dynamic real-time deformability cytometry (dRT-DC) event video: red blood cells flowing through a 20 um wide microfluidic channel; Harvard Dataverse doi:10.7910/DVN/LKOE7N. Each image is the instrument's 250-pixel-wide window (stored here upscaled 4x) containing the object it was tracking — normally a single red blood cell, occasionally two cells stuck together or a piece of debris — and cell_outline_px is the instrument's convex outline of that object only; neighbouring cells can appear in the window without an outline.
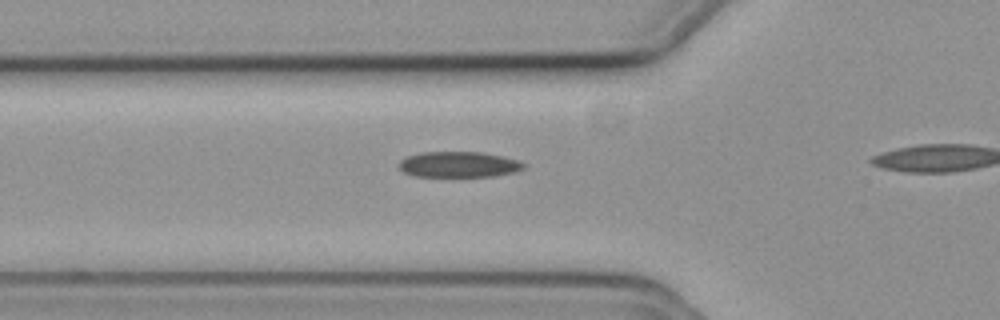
{"species": "common noctule bat (a hibernating species)", "species_latin": "Nyctalus noctula", "temperature_condition": "cold", "stored_images_in_passage": 17, "camera_frame_rate_fps": 3000, "um_per_image_px": 0.085, "animal": {"sex": "female", "body_mass_g": 19.3, "forearm_length_mm": 54.1}, "frame": {"image": 1, "passage_image": 12, "time_ms": 3.667, "image_size_px": [1000, 320], "cell_outline_px": [[524, 168], [516, 172], [492, 176], [412, 176], [404, 172], [400, 168], [400, 160], [408, 156], [424, 152], [484, 152], [520, 160], [524, 164]], "centroid_in_image_um": [39.03, 13.98], "position_along_channel_um": 86.8, "area_um2": 18.61}}